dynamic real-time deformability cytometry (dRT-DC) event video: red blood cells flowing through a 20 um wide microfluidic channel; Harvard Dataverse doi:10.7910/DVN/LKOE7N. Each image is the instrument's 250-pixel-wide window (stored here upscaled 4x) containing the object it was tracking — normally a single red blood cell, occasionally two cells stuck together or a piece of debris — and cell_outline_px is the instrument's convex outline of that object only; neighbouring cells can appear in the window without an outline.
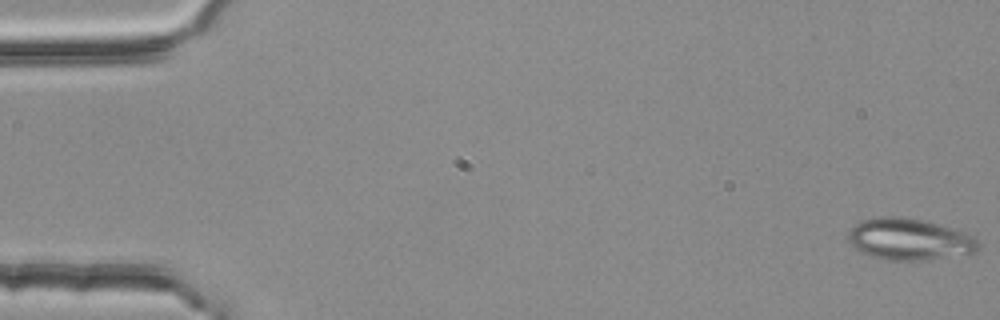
{"species": "common noctule bat (a hibernating species)", "species_latin": "Nyctalus noctula", "temperature_condition": "room temperature", "stored_images_in_passage": 4, "camera_frame_rate_fps": 3000, "um_per_image_px": 0.085, "animal": {"sex": "female", "body_mass_g": 25.1}, "frame": {"image": 1, "passage_image": 1, "time_ms": 0.0, "image_size_px": [1000, 320], "cell_outline_px": [[980, 248], [976, 252], [924, 260], [884, 260], [868, 256], [856, 248], [848, 240], [848, 232], [856, 224], [864, 220], [880, 216], [908, 216], [940, 224], [964, 232], [972, 236], [976, 240]], "centroid_in_image_um": [77.28, 20.33], "position_along_channel_um": 7.7, "area_um2": 31.56}}